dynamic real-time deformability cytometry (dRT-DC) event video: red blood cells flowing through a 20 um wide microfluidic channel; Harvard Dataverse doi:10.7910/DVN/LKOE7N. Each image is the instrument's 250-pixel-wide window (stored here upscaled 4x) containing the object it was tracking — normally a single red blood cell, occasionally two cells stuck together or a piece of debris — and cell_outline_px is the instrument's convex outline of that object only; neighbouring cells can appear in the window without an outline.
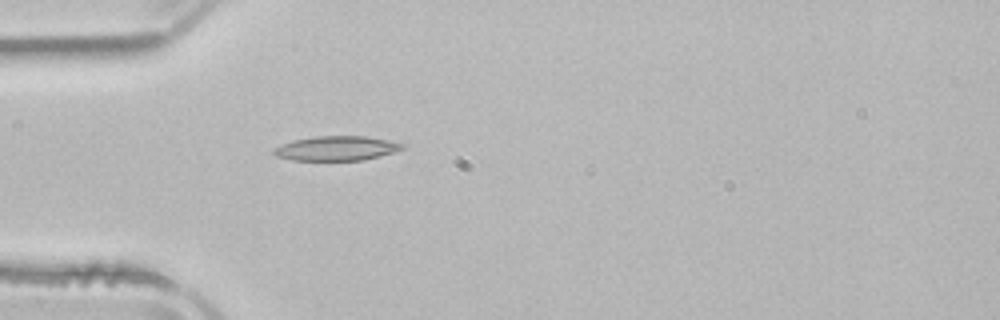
{"species": "common noctule bat (a hibernating species)", "species_latin": "Nyctalus noctula", "temperature_condition": "room temperature", "stored_images_in_passage": 3, "camera_frame_rate_fps": 3000, "um_per_image_px": 0.085, "animal": {"sex": "male", "body_mass_g": 21.5, "forearm_length_mm": 52.0}, "frame": {"image": 1, "passage_image": 3, "time_ms": 2.667, "image_size_px": [1000, 320], "cell_outline_px": [[404, 148], [380, 156], [364, 160], [292, 160], [276, 156], [272, 152], [276, 148], [292, 140], [312, 136], [368, 136], [388, 140], [404, 144]], "centroid_in_image_um": [28.61, 12.6], "position_along_channel_um": 56.4, "area_um2": 18.26}}